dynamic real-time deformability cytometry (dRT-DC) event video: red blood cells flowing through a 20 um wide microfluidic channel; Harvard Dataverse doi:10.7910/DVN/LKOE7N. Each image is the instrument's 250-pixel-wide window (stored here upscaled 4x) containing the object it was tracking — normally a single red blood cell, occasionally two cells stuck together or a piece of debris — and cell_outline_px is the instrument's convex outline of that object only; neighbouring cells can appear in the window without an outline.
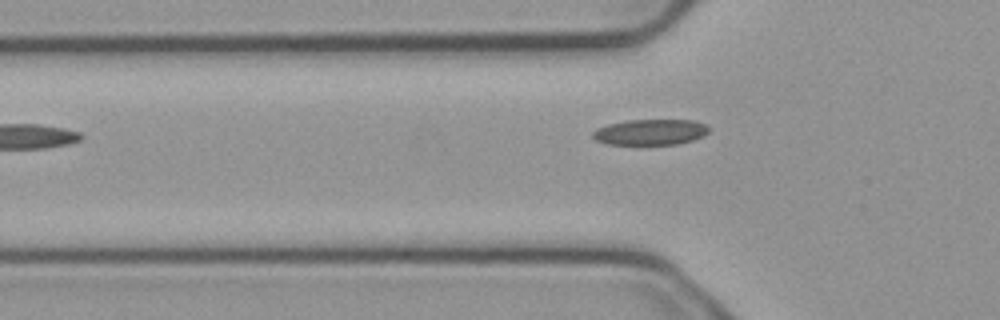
{"species": "common noctule bat (a hibernating species)", "species_latin": "Nyctalus noctula", "temperature_condition": "cold", "stored_images_in_passage": 5, "camera_frame_rate_fps": 3000, "um_per_image_px": 0.085, "animal": {"sex": "male", "body_mass_g": 23.1, "forearm_length_mm": 52.7}, "frame": {"image": 1, "passage_image": 5, "time_ms": 1.333, "image_size_px": [1000, 320], "cell_outline_px": [[708, 132], [704, 136], [692, 140], [676, 144], [608, 144], [596, 140], [592, 136], [592, 132], [596, 128], [608, 124], [628, 120], [692, 120], [708, 124]], "centroid_in_image_um": [55.29, 11.22], "position_along_channel_um": 70.5, "area_um2": 17.4}}